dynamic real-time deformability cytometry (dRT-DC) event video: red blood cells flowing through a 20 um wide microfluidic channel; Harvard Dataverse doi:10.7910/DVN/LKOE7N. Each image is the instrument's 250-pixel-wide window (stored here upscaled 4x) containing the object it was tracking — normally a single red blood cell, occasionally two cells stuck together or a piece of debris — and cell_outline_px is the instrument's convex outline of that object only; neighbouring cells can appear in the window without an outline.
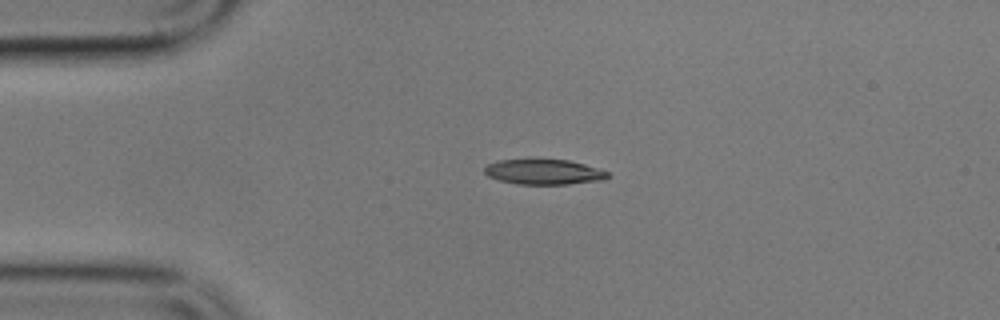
{"species": "common noctule bat (a hibernating species)", "species_latin": "Nyctalus noctula", "temperature_condition": "cold", "stored_images_in_passage": 4, "camera_frame_rate_fps": 3000, "um_per_image_px": 0.085, "animal": {"sex": "male", "body_mass_g": 17.9}, "frame": {"image": 1, "passage_image": 3, "time_ms": 2.667, "image_size_px": [1000, 320], "cell_outline_px": [[608, 176], [604, 180], [568, 184], [516, 184], [500, 180], [488, 176], [484, 172], [484, 168], [488, 164], [500, 160], [568, 160], [584, 164], [608, 172]], "centroid_in_image_um": [46.22, 14.62], "position_along_channel_um": 38.8, "area_um2": 17.8}}